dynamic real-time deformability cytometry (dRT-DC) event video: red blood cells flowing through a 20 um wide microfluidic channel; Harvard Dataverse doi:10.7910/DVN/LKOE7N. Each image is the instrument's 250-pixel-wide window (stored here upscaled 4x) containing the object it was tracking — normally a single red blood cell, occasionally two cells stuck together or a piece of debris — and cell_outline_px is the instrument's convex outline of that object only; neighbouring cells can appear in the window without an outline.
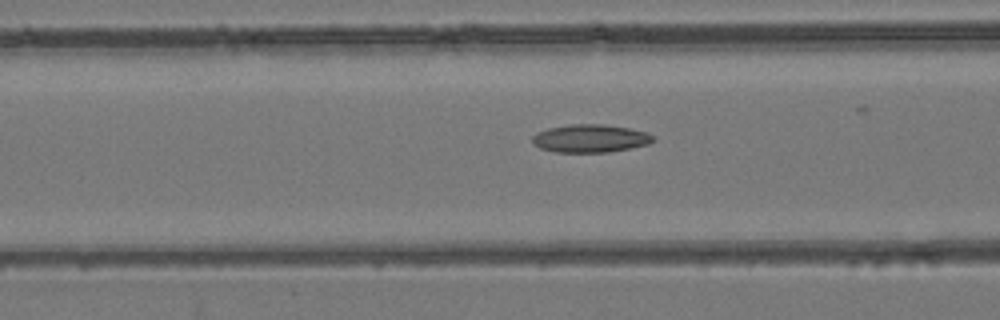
{"species": "common noctule bat (a hibernating species)", "species_latin": "Nyctalus noctula", "temperature_condition": "room temperature", "stored_images_in_passage": 41, "camera_frame_rate_fps": 3000, "um_per_image_px": 0.085, "animal": {"sex": "female", "body_mass_g": 24.6, "forearm_length_mm": 56.2}, "frame": {"image": 1, "passage_image": 21, "time_ms": 6.667, "image_size_px": [1000, 320], "cell_outline_px": [[656, 140], [648, 144], [608, 152], [556, 152], [540, 148], [532, 144], [532, 136], [536, 132], [548, 128], [572, 124], [604, 124], [628, 128], [648, 132], [656, 136]], "centroid_in_image_um": [50.18, 11.76], "position_along_channel_um": 116.4, "area_um2": 19.83}}
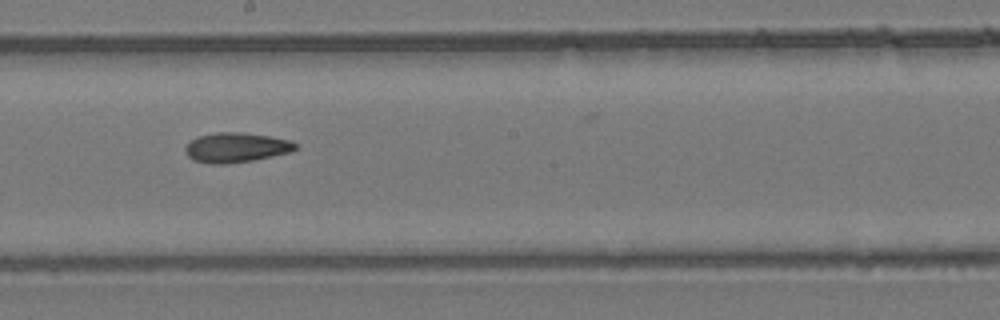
{"frame": {"image": 2, "passage_image": 29, "time_ms": 9.333, "image_size_px": [1000, 320], "cell_outline_px": [[296, 148], [292, 152], [252, 160], [228, 164], [212, 164], [192, 160], [184, 152], [184, 148], [196, 136], [216, 132], [244, 132], [292, 140], [296, 144]], "centroid_in_image_um": [20.05, 12.53], "position_along_channel_um": 228.1, "area_um2": 19.25}}
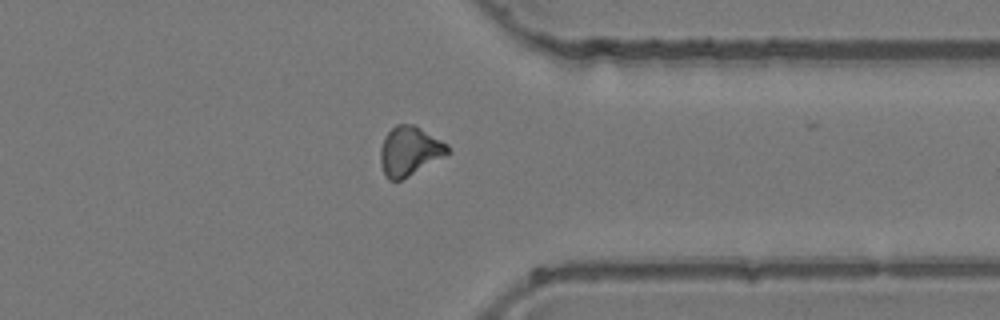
{"frame": {"image": 3, "passage_image": 40, "time_ms": 13.0, "image_size_px": [1000, 320], "cell_outline_px": [[452, 152], [408, 176], [400, 180], [388, 180], [384, 176], [380, 164], [380, 148], [384, 136], [396, 124], [416, 124], [448, 144]], "centroid_in_image_um": [34.81, 12.82], "position_along_channel_um": 376.6, "area_um2": 19.54}}